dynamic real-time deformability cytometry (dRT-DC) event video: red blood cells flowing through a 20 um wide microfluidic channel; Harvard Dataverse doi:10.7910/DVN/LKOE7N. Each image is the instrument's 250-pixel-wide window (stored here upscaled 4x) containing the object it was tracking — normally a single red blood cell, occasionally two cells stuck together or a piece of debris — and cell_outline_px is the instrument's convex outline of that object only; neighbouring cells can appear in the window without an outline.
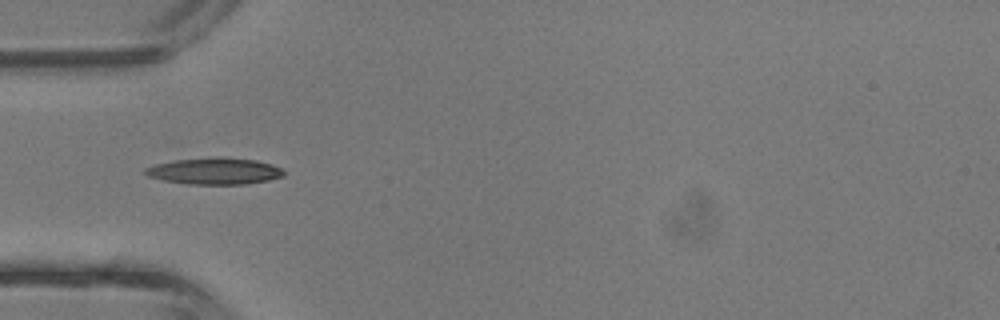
{"species": "common noctule bat (a hibernating species)", "species_latin": "Nyctalus noctula", "temperature_condition": "room temperature", "stored_images_in_passage": 30, "camera_frame_rate_fps": 3000, "um_per_image_px": 0.085, "animal": {"sex": "male", "body_mass_g": 13.3}, "frame": {"image": 1, "passage_image": 1, "time_ms": 0.0, "image_size_px": [1000, 320], "cell_outline_px": [[288, 172], [284, 176], [268, 180], [244, 184], [184, 184], [164, 180], [148, 176], [144, 172], [144, 168], [156, 164], [172, 160], [220, 156], [256, 160], [272, 164], [284, 168]], "centroid_in_image_um": [18.28, 14.53], "position_along_channel_um": 66.7, "area_um2": 21.79}}
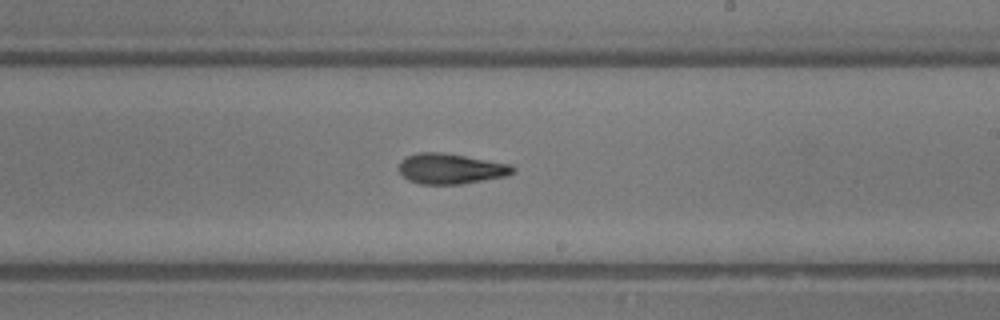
{"frame": {"image": 2, "passage_image": 12, "time_ms": 3.667, "image_size_px": [1000, 320], "cell_outline_px": [[516, 172], [504, 176], [460, 184], [420, 184], [408, 180], [400, 172], [400, 160], [416, 152], [440, 152], [512, 164], [516, 168]], "centroid_in_image_um": [38.32, 14.33], "position_along_channel_um": 250.7, "area_um2": 20.06}}
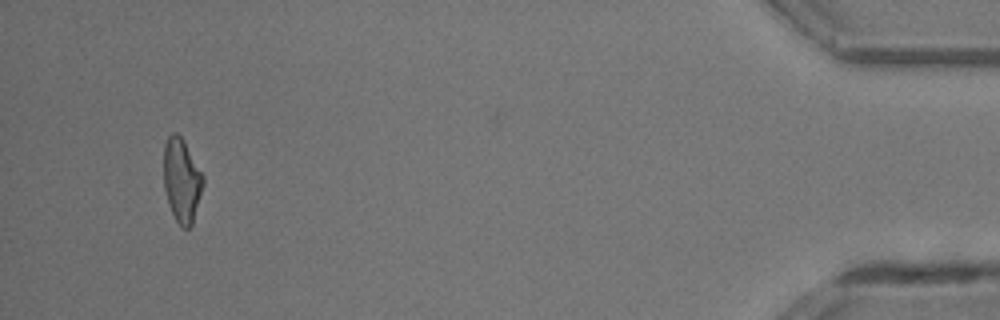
{"frame": {"image": 3, "passage_image": 27, "time_ms": 8.667, "image_size_px": [1000, 320], "cell_outline_px": [[204, 184], [192, 224], [188, 228], [184, 228], [176, 220], [172, 212], [164, 188], [164, 144], [168, 136], [172, 132], [176, 132], [184, 140], [204, 176]], "centroid_in_image_um": [15.45, 15.28], "position_along_channel_um": 419.7, "area_um2": 19.13}}